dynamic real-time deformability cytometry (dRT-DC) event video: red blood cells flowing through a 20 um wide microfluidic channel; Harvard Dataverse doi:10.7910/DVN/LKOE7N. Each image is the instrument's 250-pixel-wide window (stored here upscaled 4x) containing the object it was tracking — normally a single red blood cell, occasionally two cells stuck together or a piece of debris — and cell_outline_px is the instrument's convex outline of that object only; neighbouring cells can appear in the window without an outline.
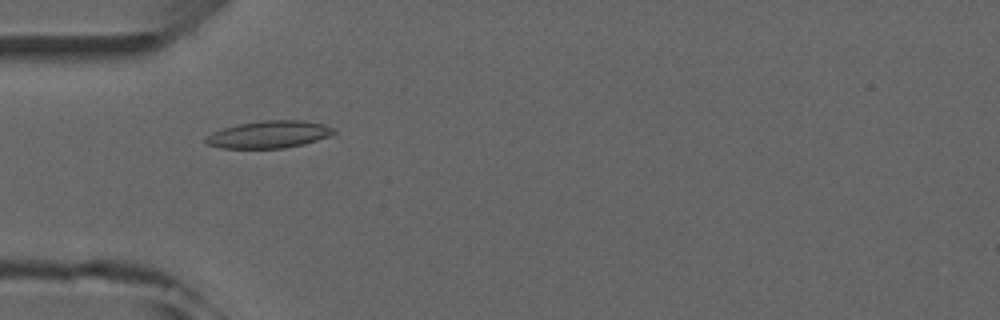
{"species": "common noctule bat (a hibernating species)", "species_latin": "Nyctalus noctula", "temperature_condition": "room temperature", "stored_images_in_passage": 5, "camera_frame_rate_fps": 3000, "um_per_image_px": 0.085, "animal": {"sex": "male", "forearm_length_mm": 52.5}, "frame": {"image": 1, "passage_image": 2, "time_ms": 1.0, "image_size_px": [1000, 320], "cell_outline_px": [[336, 132], [328, 136], [304, 144], [284, 148], [220, 148], [208, 144], [204, 140], [212, 132], [224, 128], [240, 124], [260, 120], [304, 120], [324, 124], [336, 128]], "centroid_in_image_um": [22.9, 11.42], "position_along_channel_um": 62.1, "area_um2": 20.29}}
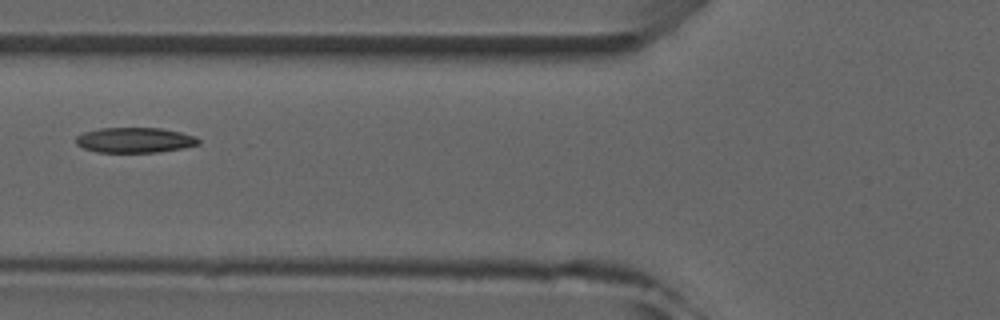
{"frame": {"image": 2, "passage_image": 3, "time_ms": 2.333, "image_size_px": [1000, 320], "cell_outline_px": [[200, 144], [184, 148], [156, 152], [96, 152], [84, 148], [76, 144], [76, 136], [84, 132], [100, 128], [160, 128], [180, 132], [196, 136], [200, 140]], "centroid_in_image_um": [11.47, 11.91], "position_along_channel_um": 114.3, "area_um2": 18.03}}
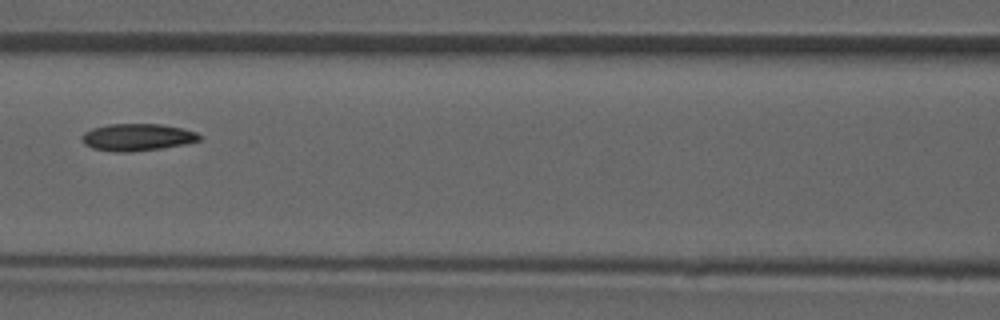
{"frame": {"image": 3, "passage_image": 4, "time_ms": 3.333, "image_size_px": [1000, 320], "cell_outline_px": [[200, 140], [184, 144], [160, 148], [132, 152], [116, 152], [92, 148], [84, 144], [80, 136], [84, 132], [92, 128], [108, 124], [160, 124], [180, 128], [196, 132], [200, 136]], "centroid_in_image_um": [11.61, 11.66], "position_along_channel_um": 155.0, "area_um2": 18.5}}